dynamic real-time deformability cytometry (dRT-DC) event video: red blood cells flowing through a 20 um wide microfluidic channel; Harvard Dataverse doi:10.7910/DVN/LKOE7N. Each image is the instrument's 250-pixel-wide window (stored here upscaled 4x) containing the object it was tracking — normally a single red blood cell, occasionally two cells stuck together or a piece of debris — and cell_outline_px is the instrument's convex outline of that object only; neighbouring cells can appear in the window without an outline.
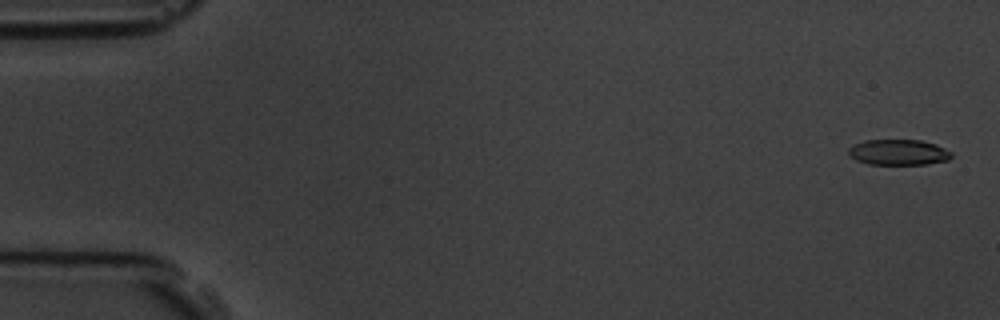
{"species": "common noctule bat (a hibernating species)", "species_latin": "Nyctalus noctula", "temperature_condition": "room temperature", "stored_images_in_passage": 6, "segment_of_instrument_passage": [1, 2], "camera_frame_rate_fps": 3000, "um_per_image_px": 0.085, "animal": {"sex": "male", "body_mass_g": 19.5, "forearm_length_mm": 54.6}, "frame": {"image": 1, "passage_image": 1, "time_ms": 0.0, "image_size_px": [1000, 320], "cell_outline_px": [[952, 156], [948, 160], [928, 164], [868, 164], [856, 160], [848, 156], [848, 148], [864, 140], [920, 140], [936, 144], [952, 152]], "centroid_in_image_um": [76.37, 12.94], "position_along_channel_um": 8.6, "area_um2": 15.43}}
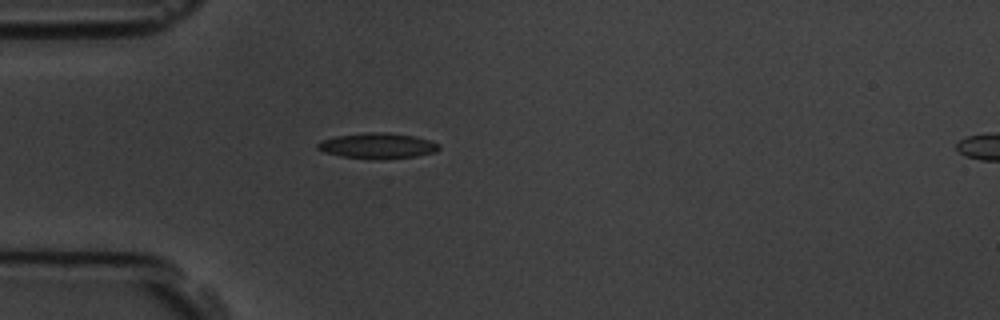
{"frame": {"image": 2, "passage_image": 5, "time_ms": 4.667, "image_size_px": [1000, 320], "cell_outline_px": [[440, 148], [436, 152], [416, 156], [380, 160], [372, 160], [340, 156], [324, 152], [316, 148], [316, 144], [320, 140], [336, 136], [364, 132], [384, 132], [416, 136], [432, 140], [440, 144]], "centroid_in_image_um": [32.1, 12.39], "position_along_channel_um": 52.9, "area_um2": 18.55}}